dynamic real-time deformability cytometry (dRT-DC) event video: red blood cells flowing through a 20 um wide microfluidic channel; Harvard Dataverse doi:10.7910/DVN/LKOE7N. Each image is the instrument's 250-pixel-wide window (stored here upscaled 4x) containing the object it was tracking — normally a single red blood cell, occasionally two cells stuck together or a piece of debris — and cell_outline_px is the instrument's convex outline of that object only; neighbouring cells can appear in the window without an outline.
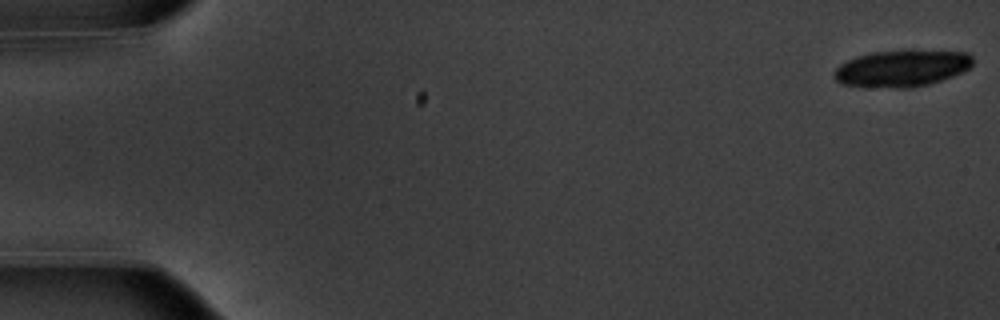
{"species": "common noctule bat (a hibernating species)", "species_latin": "Nyctalus noctula", "temperature_condition": "warm", "stored_images_in_passage": 20, "camera_frame_rate_fps": 3000, "um_per_image_px": 0.085, "animal": {"sex": "male", "body_mass_g": 20.1, "forearm_length_mm": 53.5}, "frame": {"image": 1, "passage_image": 1, "time_ms": 0.0, "image_size_px": [1000, 320], "cell_outline_px": [[972, 64], [964, 72], [928, 84], [912, 88], [864, 88], [840, 84], [832, 76], [832, 72], [840, 64], [856, 56], [872, 52], [908, 48], [912, 48], [968, 52], [972, 56]], "centroid_in_image_um": [76.62, 5.79], "position_along_channel_um": 8.4, "area_um2": 30.92}}